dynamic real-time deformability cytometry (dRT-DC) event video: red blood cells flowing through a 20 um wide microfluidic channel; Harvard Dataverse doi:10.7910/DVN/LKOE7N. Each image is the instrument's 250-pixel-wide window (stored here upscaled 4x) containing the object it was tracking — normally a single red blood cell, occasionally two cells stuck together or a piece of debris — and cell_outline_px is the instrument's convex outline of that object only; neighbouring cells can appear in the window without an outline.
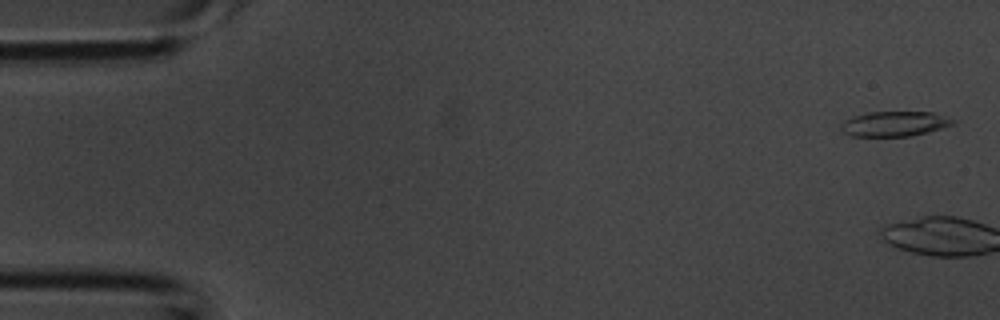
{"species": "common noctule bat (a hibernating species)", "species_latin": "Nyctalus noctula", "temperature_condition": "room temperature", "stored_images_in_passage": 3, "camera_frame_rate_fps": 3000, "um_per_image_px": 0.085, "animal": {"sex": "male", "body_mass_g": 20.1, "forearm_length_mm": 53.5}, "frame": {"image": 1, "passage_image": 1, "time_ms": 0.0, "image_size_px": [1000, 320], "cell_outline_px": [[956, 124], [928, 132], [912, 136], [852, 136], [844, 132], [840, 128], [840, 124], [844, 120], [852, 116], [868, 112], [932, 112], [956, 120]], "centroid_in_image_um": [76.04, 10.52], "position_along_channel_um": 9.0, "area_um2": 16.42}}